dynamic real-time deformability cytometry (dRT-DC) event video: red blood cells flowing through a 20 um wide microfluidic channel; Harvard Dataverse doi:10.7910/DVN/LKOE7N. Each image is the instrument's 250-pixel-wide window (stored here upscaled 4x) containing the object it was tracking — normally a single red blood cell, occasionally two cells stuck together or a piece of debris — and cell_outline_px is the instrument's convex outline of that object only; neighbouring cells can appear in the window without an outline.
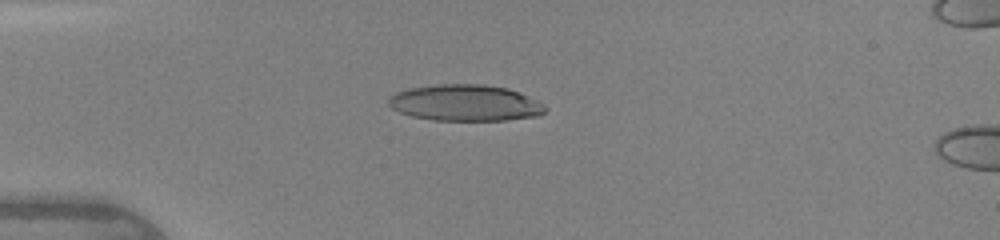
{"species": "human", "species_latin": "Homo sapiens", "temperature_condition": "warm", "stored_images_in_passage": 6, "camera_frame_rate_fps": 3000, "um_per_image_px": 0.085, "donor": {"sex": "female"}, "frame": {"image": 1, "passage_image": 4, "time_ms": 3.333, "image_size_px": [1000, 240], "cell_outline_px": [[548, 108], [540, 116], [504, 120], [432, 120], [412, 116], [400, 112], [392, 108], [388, 104], [388, 96], [396, 92], [408, 88], [440, 84], [480, 84], [508, 88], [520, 92], [544, 104]], "centroid_in_image_um": [39.55, 8.74], "position_along_channel_um": 45.5, "area_um2": 33.29}}